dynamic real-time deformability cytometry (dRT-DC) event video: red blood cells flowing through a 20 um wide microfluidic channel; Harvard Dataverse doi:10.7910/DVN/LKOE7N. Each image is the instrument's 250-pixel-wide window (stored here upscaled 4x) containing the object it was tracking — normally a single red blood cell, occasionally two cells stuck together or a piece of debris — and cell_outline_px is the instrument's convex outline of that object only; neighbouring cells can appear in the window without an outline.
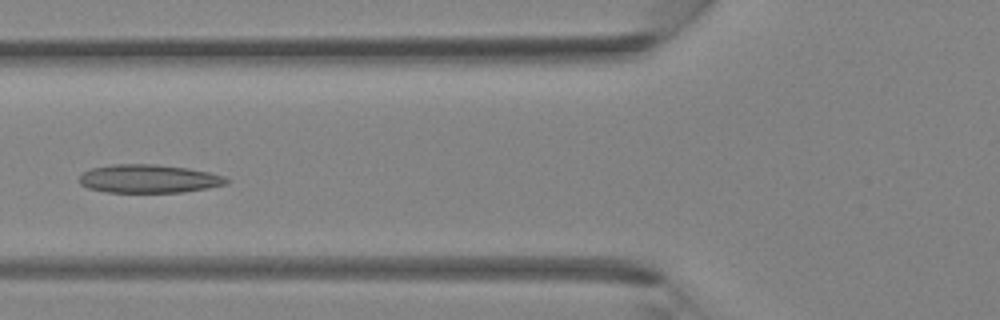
{"species": "Egyptian fruit bat (a non-hibernating species)", "species_latin": "Rousettus aegyptiacus", "temperature_condition": "room temperature", "stored_images_in_passage": 31, "camera_frame_rate_fps": 3000, "um_per_image_px": 0.085, "animal": {"sex": "female"}, "frame": {"image": 1, "passage_image": 12, "time_ms": 3.667, "image_size_px": [1000, 320], "cell_outline_px": [[232, 180], [228, 184], [208, 188], [184, 192], [104, 192], [88, 188], [80, 184], [80, 176], [84, 172], [92, 168], [112, 164], [156, 164], [188, 168], [208, 172], [224, 176]], "centroid_in_image_um": [12.68, 15.19], "position_along_channel_um": 113.1, "area_um2": 24.45}}
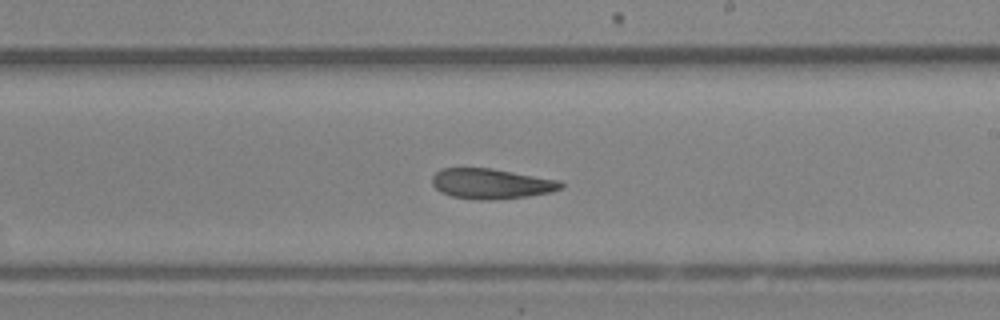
{"frame": {"image": 2, "passage_image": 20, "time_ms": 6.333, "image_size_px": [1000, 320], "cell_outline_px": [[564, 184], [560, 188], [552, 192], [528, 196], [492, 200], [480, 200], [452, 196], [440, 192], [432, 184], [432, 176], [440, 168], [492, 168], [560, 180]], "centroid_in_image_um": [41.75, 15.61], "position_along_channel_um": 247.3, "area_um2": 22.77}}
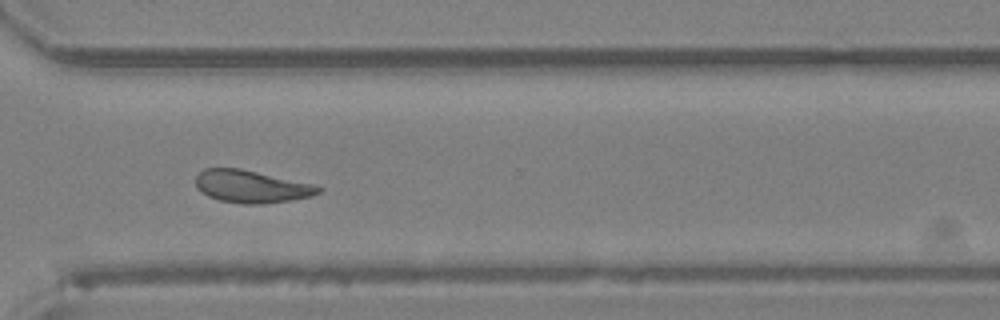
{"frame": {"image": 3, "passage_image": 26, "time_ms": 8.333, "image_size_px": [1000, 320], "cell_outline_px": [[324, 188], [320, 192], [312, 196], [292, 200], [264, 204], [244, 204], [220, 200], [208, 196], [200, 192], [196, 188], [196, 176], [204, 168], [240, 168], [312, 184]], "centroid_in_image_um": [21.35, 15.86], "position_along_channel_um": 349.2, "area_um2": 23.24}}